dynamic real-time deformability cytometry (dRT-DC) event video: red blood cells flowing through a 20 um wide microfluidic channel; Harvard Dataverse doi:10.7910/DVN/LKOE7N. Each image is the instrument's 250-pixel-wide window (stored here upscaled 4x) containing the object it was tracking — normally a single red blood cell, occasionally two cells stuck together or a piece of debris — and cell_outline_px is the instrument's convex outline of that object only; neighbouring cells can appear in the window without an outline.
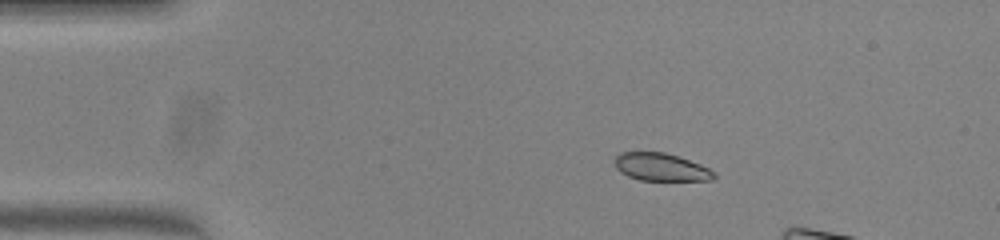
{"species": "common noctule bat (a hibernating species)", "species_latin": "Nyctalus noctula", "temperature_condition": "warm", "stored_images_in_passage": 8, "camera_frame_rate_fps": 3000, "um_per_image_px": 0.085, "animal": {"sex": "female", "body_mass_g": 23.0, "forearm_length_mm": 53.4}, "frame": {"image": 1, "passage_image": 1, "time_ms": 0.0, "image_size_px": [1000, 240], "cell_outline_px": [[716, 176], [712, 180], [640, 180], [628, 176], [620, 172], [616, 168], [616, 156], [620, 152], [664, 152], [700, 164], [716, 172]], "centroid_in_image_um": [56.19, 14.21], "position_along_channel_um": 28.8, "area_um2": 15.9}}